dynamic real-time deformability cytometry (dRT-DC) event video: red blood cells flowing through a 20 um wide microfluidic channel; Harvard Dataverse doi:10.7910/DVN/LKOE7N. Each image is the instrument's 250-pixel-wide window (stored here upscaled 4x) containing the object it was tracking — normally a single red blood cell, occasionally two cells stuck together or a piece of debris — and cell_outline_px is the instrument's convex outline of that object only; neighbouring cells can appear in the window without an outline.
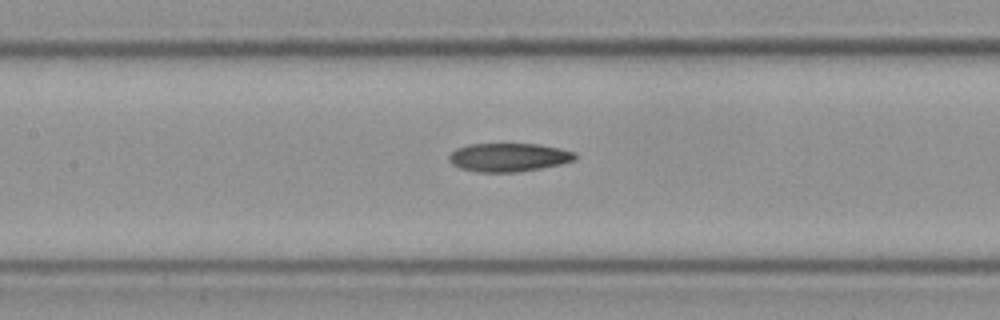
{"species": "Egyptian fruit bat (a non-hibernating species)", "species_latin": "Rousettus aegyptiacus", "temperature_condition": "cold", "stored_images_in_passage": 8, "camera_frame_rate_fps": 3000, "um_per_image_px": 0.085, "frame": {"image": 1, "passage_image": 8, "time_ms": 2.333, "image_size_px": [1000, 320], "cell_outline_px": [[576, 160], [560, 164], [540, 168], [516, 172], [480, 172], [460, 168], [452, 164], [448, 160], [448, 156], [456, 148], [468, 144], [536, 144], [560, 148], [576, 152]], "centroid_in_image_um": [43.23, 13.37], "position_along_channel_um": 164.2, "area_um2": 20.92}}